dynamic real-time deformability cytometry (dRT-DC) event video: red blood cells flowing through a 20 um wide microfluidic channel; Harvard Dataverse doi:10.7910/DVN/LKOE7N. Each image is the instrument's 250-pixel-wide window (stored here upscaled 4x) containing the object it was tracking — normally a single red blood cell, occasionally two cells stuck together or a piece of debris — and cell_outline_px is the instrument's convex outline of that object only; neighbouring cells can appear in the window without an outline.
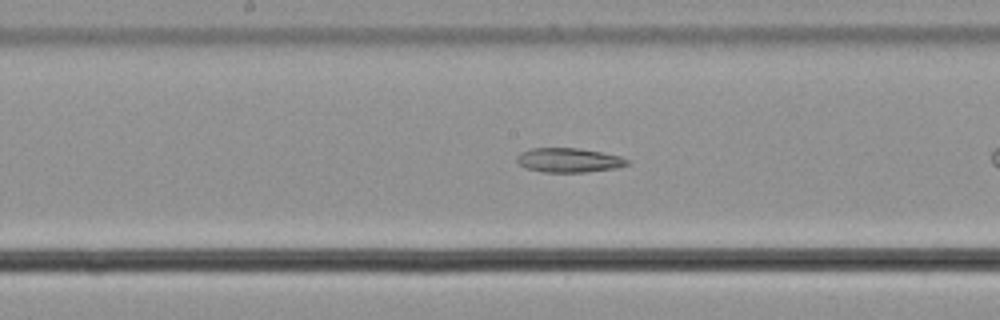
{"species": "common noctule bat (a hibernating species)", "species_latin": "Nyctalus noctula", "temperature_condition": "cold", "stored_images_in_passage": 23, "camera_frame_rate_fps": 3000, "um_per_image_px": 0.085, "animal": {"sex": "male", "body_mass_g": 21.5, "forearm_length_mm": 52.0}, "frame": {"image": 1, "passage_image": 14, "time_ms": 4.333, "image_size_px": [1000, 320], "cell_outline_px": [[628, 164], [616, 168], [584, 172], [540, 172], [524, 168], [516, 164], [516, 156], [520, 152], [532, 148], [576, 148], [600, 152], [620, 156], [628, 160]], "centroid_in_image_um": [48.26, 13.62], "position_along_channel_um": 199.9, "area_um2": 15.72}}
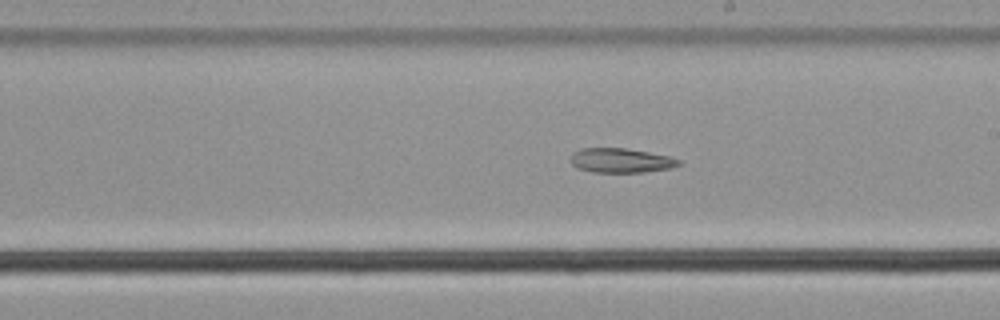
{"frame": {"image": 2, "passage_image": 17, "time_ms": 5.333, "image_size_px": [1000, 320], "cell_outline_px": [[680, 164], [672, 168], [644, 172], [592, 172], [576, 168], [572, 164], [572, 152], [580, 148], [624, 148], [648, 152], [668, 156], [680, 160]], "centroid_in_image_um": [52.75, 13.64], "position_along_channel_um": 236.2, "area_um2": 15.37}}